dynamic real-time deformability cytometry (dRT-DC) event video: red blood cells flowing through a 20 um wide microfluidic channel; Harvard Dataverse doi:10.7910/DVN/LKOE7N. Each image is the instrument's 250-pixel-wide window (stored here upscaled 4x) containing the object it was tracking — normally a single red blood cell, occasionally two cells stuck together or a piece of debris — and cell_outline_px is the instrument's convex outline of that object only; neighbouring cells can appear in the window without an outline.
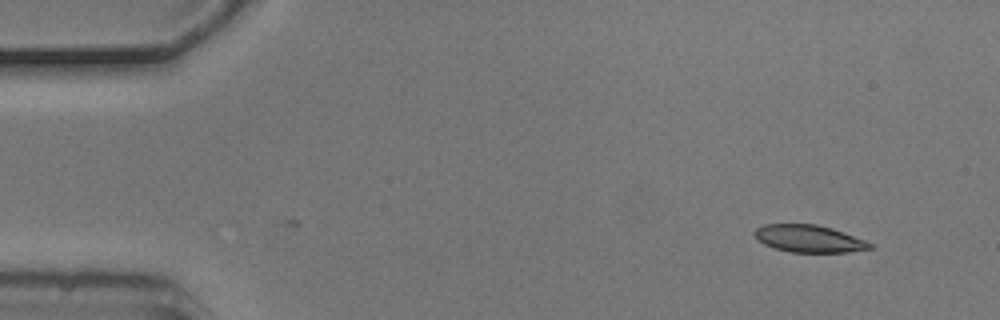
{"species": "common noctule bat (a hibernating species)", "species_latin": "Nyctalus noctula", "temperature_condition": "cold", "stored_images_in_passage": 3, "camera_frame_rate_fps": 3000, "um_per_image_px": 0.085, "animal": {"sex": "male", "body_mass_g": 20.5, "forearm_length_mm": 52.5}, "frame": {"image": 1, "passage_image": 1, "time_ms": 0.0, "image_size_px": [1000, 320], "cell_outline_px": [[876, 248], [848, 252], [792, 252], [772, 248], [756, 240], [752, 232], [756, 228], [764, 224], [816, 224], [832, 228], [844, 232], [876, 244]], "centroid_in_image_um": [68.78, 20.29], "position_along_channel_um": 16.2, "area_um2": 18.73}}